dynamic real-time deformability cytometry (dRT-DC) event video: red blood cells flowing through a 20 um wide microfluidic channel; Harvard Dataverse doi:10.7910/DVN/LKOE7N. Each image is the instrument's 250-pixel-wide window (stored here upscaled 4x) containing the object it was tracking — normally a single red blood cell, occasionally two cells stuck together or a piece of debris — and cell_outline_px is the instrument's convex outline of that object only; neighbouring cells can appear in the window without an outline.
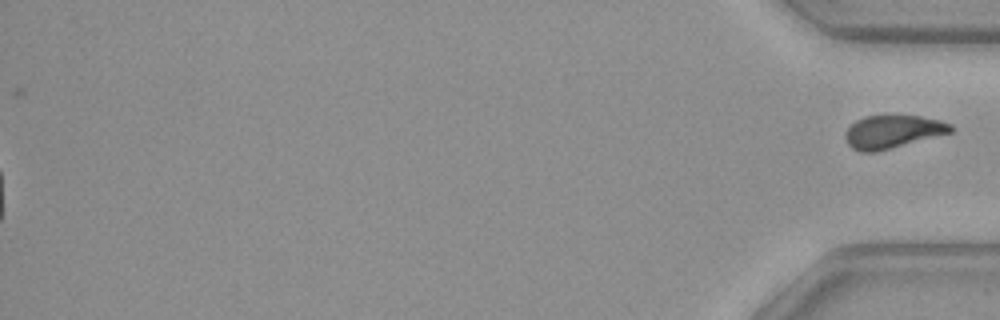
{"species": "common noctule bat (a hibernating species)", "species_latin": "Nyctalus noctula", "temperature_condition": "warm", "stored_images_in_passage": 54, "segment_of_instrument_passage": [2, 2], "camera_frame_rate_fps": 3000, "um_per_image_px": 0.085, "animal": {"sex": "female", "body_mass_g": 29.2, "forearm_length_mm": 56.3}, "frame": {"image": 1, "passage_image": 54, "time_ms": 17.667, "image_size_px": [1000, 320], "cell_outline_px": [[952, 132], [876, 152], [860, 152], [852, 148], [848, 144], [844, 136], [848, 128], [856, 120], [864, 116], [920, 116], [940, 120], [952, 124]], "centroid_in_image_um": [75.86, 11.2], "position_along_channel_um": 359.3, "area_um2": 20.11}}